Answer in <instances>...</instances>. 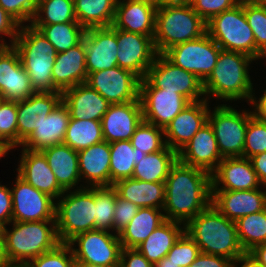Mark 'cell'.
Wrapping results in <instances>:
<instances>
[{"label":"cell","instance_id":"cell-1","mask_svg":"<svg viewBox=\"0 0 266 267\" xmlns=\"http://www.w3.org/2000/svg\"><path fill=\"white\" fill-rule=\"evenodd\" d=\"M211 204V174L179 160L171 167L165 181L166 220L184 225Z\"/></svg>","mask_w":266,"mask_h":267},{"label":"cell","instance_id":"cell-2","mask_svg":"<svg viewBox=\"0 0 266 267\" xmlns=\"http://www.w3.org/2000/svg\"><path fill=\"white\" fill-rule=\"evenodd\" d=\"M184 231L205 254L236 261L246 253L239 241L236 222L222 215L212 204L184 225Z\"/></svg>","mask_w":266,"mask_h":267},{"label":"cell","instance_id":"cell-3","mask_svg":"<svg viewBox=\"0 0 266 267\" xmlns=\"http://www.w3.org/2000/svg\"><path fill=\"white\" fill-rule=\"evenodd\" d=\"M11 224L12 229L2 227L4 255L10 265L25 267L32 259L61 243L55 220L12 221Z\"/></svg>","mask_w":266,"mask_h":267},{"label":"cell","instance_id":"cell-4","mask_svg":"<svg viewBox=\"0 0 266 267\" xmlns=\"http://www.w3.org/2000/svg\"><path fill=\"white\" fill-rule=\"evenodd\" d=\"M253 61L256 60L246 54L221 50L212 73L203 82L205 99L209 101L213 96L224 102H248L254 87L249 75Z\"/></svg>","mask_w":266,"mask_h":267},{"label":"cell","instance_id":"cell-5","mask_svg":"<svg viewBox=\"0 0 266 267\" xmlns=\"http://www.w3.org/2000/svg\"><path fill=\"white\" fill-rule=\"evenodd\" d=\"M35 92H59L53 86L52 70L57 52L42 32L31 24L21 25L13 44Z\"/></svg>","mask_w":266,"mask_h":267},{"label":"cell","instance_id":"cell-6","mask_svg":"<svg viewBox=\"0 0 266 267\" xmlns=\"http://www.w3.org/2000/svg\"><path fill=\"white\" fill-rule=\"evenodd\" d=\"M206 33V22L191 5H158L156 10L154 46L158 54L180 43L194 40Z\"/></svg>","mask_w":266,"mask_h":267},{"label":"cell","instance_id":"cell-7","mask_svg":"<svg viewBox=\"0 0 266 267\" xmlns=\"http://www.w3.org/2000/svg\"><path fill=\"white\" fill-rule=\"evenodd\" d=\"M55 202V222L61 243L95 229V187L65 191Z\"/></svg>","mask_w":266,"mask_h":267},{"label":"cell","instance_id":"cell-8","mask_svg":"<svg viewBox=\"0 0 266 267\" xmlns=\"http://www.w3.org/2000/svg\"><path fill=\"white\" fill-rule=\"evenodd\" d=\"M206 32L222 50L243 53L256 60L255 38L244 6L235 5L212 17L206 23Z\"/></svg>","mask_w":266,"mask_h":267},{"label":"cell","instance_id":"cell-9","mask_svg":"<svg viewBox=\"0 0 266 267\" xmlns=\"http://www.w3.org/2000/svg\"><path fill=\"white\" fill-rule=\"evenodd\" d=\"M251 111H237L227 104H220L211 108L208 122L213 127L219 153L222 158L243 157L245 133Z\"/></svg>","mask_w":266,"mask_h":267},{"label":"cell","instance_id":"cell-10","mask_svg":"<svg viewBox=\"0 0 266 267\" xmlns=\"http://www.w3.org/2000/svg\"><path fill=\"white\" fill-rule=\"evenodd\" d=\"M221 50L206 32L199 38L172 46L163 55L203 83L212 73Z\"/></svg>","mask_w":266,"mask_h":267},{"label":"cell","instance_id":"cell-11","mask_svg":"<svg viewBox=\"0 0 266 267\" xmlns=\"http://www.w3.org/2000/svg\"><path fill=\"white\" fill-rule=\"evenodd\" d=\"M67 244L77 262L119 267L122 246L117 233L100 229L89 230L75 235Z\"/></svg>","mask_w":266,"mask_h":267},{"label":"cell","instance_id":"cell-12","mask_svg":"<svg viewBox=\"0 0 266 267\" xmlns=\"http://www.w3.org/2000/svg\"><path fill=\"white\" fill-rule=\"evenodd\" d=\"M145 79L153 87L179 93L190 102L205 100L203 83L192 72L171 63L163 54L156 56Z\"/></svg>","mask_w":266,"mask_h":267},{"label":"cell","instance_id":"cell-13","mask_svg":"<svg viewBox=\"0 0 266 267\" xmlns=\"http://www.w3.org/2000/svg\"><path fill=\"white\" fill-rule=\"evenodd\" d=\"M139 99L143 121L162 129L191 103L179 93L153 87L145 78L140 82Z\"/></svg>","mask_w":266,"mask_h":267},{"label":"cell","instance_id":"cell-14","mask_svg":"<svg viewBox=\"0 0 266 267\" xmlns=\"http://www.w3.org/2000/svg\"><path fill=\"white\" fill-rule=\"evenodd\" d=\"M140 82L132 71L115 66L89 73L85 83L110 104H123L139 99Z\"/></svg>","mask_w":266,"mask_h":267},{"label":"cell","instance_id":"cell-15","mask_svg":"<svg viewBox=\"0 0 266 267\" xmlns=\"http://www.w3.org/2000/svg\"><path fill=\"white\" fill-rule=\"evenodd\" d=\"M11 188L12 221L32 222L55 220V201L18 174Z\"/></svg>","mask_w":266,"mask_h":267},{"label":"cell","instance_id":"cell-16","mask_svg":"<svg viewBox=\"0 0 266 267\" xmlns=\"http://www.w3.org/2000/svg\"><path fill=\"white\" fill-rule=\"evenodd\" d=\"M153 37L116 29L118 66L145 78L158 55Z\"/></svg>","mask_w":266,"mask_h":267},{"label":"cell","instance_id":"cell-17","mask_svg":"<svg viewBox=\"0 0 266 267\" xmlns=\"http://www.w3.org/2000/svg\"><path fill=\"white\" fill-rule=\"evenodd\" d=\"M35 93L31 80L24 69L14 46L0 50V97L4 100L21 101Z\"/></svg>","mask_w":266,"mask_h":267},{"label":"cell","instance_id":"cell-18","mask_svg":"<svg viewBox=\"0 0 266 267\" xmlns=\"http://www.w3.org/2000/svg\"><path fill=\"white\" fill-rule=\"evenodd\" d=\"M208 100L191 102L164 129L166 145L177 153L208 122Z\"/></svg>","mask_w":266,"mask_h":267},{"label":"cell","instance_id":"cell-19","mask_svg":"<svg viewBox=\"0 0 266 267\" xmlns=\"http://www.w3.org/2000/svg\"><path fill=\"white\" fill-rule=\"evenodd\" d=\"M84 47L86 50L87 73L106 70L118 66L116 28H88L85 31Z\"/></svg>","mask_w":266,"mask_h":267},{"label":"cell","instance_id":"cell-20","mask_svg":"<svg viewBox=\"0 0 266 267\" xmlns=\"http://www.w3.org/2000/svg\"><path fill=\"white\" fill-rule=\"evenodd\" d=\"M62 101V92H35L17 101V147Z\"/></svg>","mask_w":266,"mask_h":267},{"label":"cell","instance_id":"cell-21","mask_svg":"<svg viewBox=\"0 0 266 267\" xmlns=\"http://www.w3.org/2000/svg\"><path fill=\"white\" fill-rule=\"evenodd\" d=\"M262 187L253 190H211V204L222 215L236 222L243 216L266 209V191Z\"/></svg>","mask_w":266,"mask_h":267},{"label":"cell","instance_id":"cell-22","mask_svg":"<svg viewBox=\"0 0 266 267\" xmlns=\"http://www.w3.org/2000/svg\"><path fill=\"white\" fill-rule=\"evenodd\" d=\"M261 186L249 158H223L211 173V190H253Z\"/></svg>","mask_w":266,"mask_h":267},{"label":"cell","instance_id":"cell-23","mask_svg":"<svg viewBox=\"0 0 266 267\" xmlns=\"http://www.w3.org/2000/svg\"><path fill=\"white\" fill-rule=\"evenodd\" d=\"M142 122L140 99L123 104H110L101 120L103 139L108 143L131 140Z\"/></svg>","mask_w":266,"mask_h":267},{"label":"cell","instance_id":"cell-24","mask_svg":"<svg viewBox=\"0 0 266 267\" xmlns=\"http://www.w3.org/2000/svg\"><path fill=\"white\" fill-rule=\"evenodd\" d=\"M158 5L146 0H119L112 26L128 32L154 36Z\"/></svg>","mask_w":266,"mask_h":267},{"label":"cell","instance_id":"cell-25","mask_svg":"<svg viewBox=\"0 0 266 267\" xmlns=\"http://www.w3.org/2000/svg\"><path fill=\"white\" fill-rule=\"evenodd\" d=\"M222 159L213 127L209 122L178 152V160L181 163L206 170L210 174Z\"/></svg>","mask_w":266,"mask_h":267},{"label":"cell","instance_id":"cell-26","mask_svg":"<svg viewBox=\"0 0 266 267\" xmlns=\"http://www.w3.org/2000/svg\"><path fill=\"white\" fill-rule=\"evenodd\" d=\"M17 174L39 191L55 201L65 192L58 184L55 174L41 151L22 148Z\"/></svg>","mask_w":266,"mask_h":267},{"label":"cell","instance_id":"cell-27","mask_svg":"<svg viewBox=\"0 0 266 267\" xmlns=\"http://www.w3.org/2000/svg\"><path fill=\"white\" fill-rule=\"evenodd\" d=\"M84 40L65 52L57 53L52 70L53 86L59 91L85 83L87 79Z\"/></svg>","mask_w":266,"mask_h":267},{"label":"cell","instance_id":"cell-28","mask_svg":"<svg viewBox=\"0 0 266 267\" xmlns=\"http://www.w3.org/2000/svg\"><path fill=\"white\" fill-rule=\"evenodd\" d=\"M69 120V110L61 101L20 146L31 151H42L45 148L63 144Z\"/></svg>","mask_w":266,"mask_h":267},{"label":"cell","instance_id":"cell-29","mask_svg":"<svg viewBox=\"0 0 266 267\" xmlns=\"http://www.w3.org/2000/svg\"><path fill=\"white\" fill-rule=\"evenodd\" d=\"M70 118L101 121L110 103L86 83L78 84L62 93Z\"/></svg>","mask_w":266,"mask_h":267},{"label":"cell","instance_id":"cell-30","mask_svg":"<svg viewBox=\"0 0 266 267\" xmlns=\"http://www.w3.org/2000/svg\"><path fill=\"white\" fill-rule=\"evenodd\" d=\"M78 163L86 187L110 186V143L103 140L78 151Z\"/></svg>","mask_w":266,"mask_h":267},{"label":"cell","instance_id":"cell-31","mask_svg":"<svg viewBox=\"0 0 266 267\" xmlns=\"http://www.w3.org/2000/svg\"><path fill=\"white\" fill-rule=\"evenodd\" d=\"M48 161L49 167L55 174L59 186L64 190H72L81 182L79 174L78 151L65 144L54 145L41 151Z\"/></svg>","mask_w":266,"mask_h":267},{"label":"cell","instance_id":"cell-32","mask_svg":"<svg viewBox=\"0 0 266 267\" xmlns=\"http://www.w3.org/2000/svg\"><path fill=\"white\" fill-rule=\"evenodd\" d=\"M117 195L138 207L163 209L165 203V182H145L127 178L113 184Z\"/></svg>","mask_w":266,"mask_h":267},{"label":"cell","instance_id":"cell-33","mask_svg":"<svg viewBox=\"0 0 266 267\" xmlns=\"http://www.w3.org/2000/svg\"><path fill=\"white\" fill-rule=\"evenodd\" d=\"M166 221L163 209L142 207L119 233L123 248H136L161 224Z\"/></svg>","mask_w":266,"mask_h":267},{"label":"cell","instance_id":"cell-34","mask_svg":"<svg viewBox=\"0 0 266 267\" xmlns=\"http://www.w3.org/2000/svg\"><path fill=\"white\" fill-rule=\"evenodd\" d=\"M184 232V224L166 220L136 248L153 265L164 258Z\"/></svg>","mask_w":266,"mask_h":267},{"label":"cell","instance_id":"cell-35","mask_svg":"<svg viewBox=\"0 0 266 267\" xmlns=\"http://www.w3.org/2000/svg\"><path fill=\"white\" fill-rule=\"evenodd\" d=\"M178 153L167 145L160 151L146 154L134 166L132 178L145 182H165Z\"/></svg>","mask_w":266,"mask_h":267},{"label":"cell","instance_id":"cell-36","mask_svg":"<svg viewBox=\"0 0 266 267\" xmlns=\"http://www.w3.org/2000/svg\"><path fill=\"white\" fill-rule=\"evenodd\" d=\"M117 0H74V13L85 29L109 27L115 18Z\"/></svg>","mask_w":266,"mask_h":267},{"label":"cell","instance_id":"cell-37","mask_svg":"<svg viewBox=\"0 0 266 267\" xmlns=\"http://www.w3.org/2000/svg\"><path fill=\"white\" fill-rule=\"evenodd\" d=\"M145 155L133 148L130 140L110 143V186L117 181L132 178L135 164Z\"/></svg>","mask_w":266,"mask_h":267},{"label":"cell","instance_id":"cell-38","mask_svg":"<svg viewBox=\"0 0 266 267\" xmlns=\"http://www.w3.org/2000/svg\"><path fill=\"white\" fill-rule=\"evenodd\" d=\"M103 140L101 121L70 118L63 144L80 151Z\"/></svg>","mask_w":266,"mask_h":267},{"label":"cell","instance_id":"cell-39","mask_svg":"<svg viewBox=\"0 0 266 267\" xmlns=\"http://www.w3.org/2000/svg\"><path fill=\"white\" fill-rule=\"evenodd\" d=\"M32 26L43 33L57 53L65 52L79 44L83 40L86 31L78 22Z\"/></svg>","mask_w":266,"mask_h":267},{"label":"cell","instance_id":"cell-40","mask_svg":"<svg viewBox=\"0 0 266 267\" xmlns=\"http://www.w3.org/2000/svg\"><path fill=\"white\" fill-rule=\"evenodd\" d=\"M78 22L74 13V0H39L31 25H51Z\"/></svg>","mask_w":266,"mask_h":267},{"label":"cell","instance_id":"cell-41","mask_svg":"<svg viewBox=\"0 0 266 267\" xmlns=\"http://www.w3.org/2000/svg\"><path fill=\"white\" fill-rule=\"evenodd\" d=\"M236 226L240 244L245 252L266 243V209L239 218Z\"/></svg>","mask_w":266,"mask_h":267},{"label":"cell","instance_id":"cell-42","mask_svg":"<svg viewBox=\"0 0 266 267\" xmlns=\"http://www.w3.org/2000/svg\"><path fill=\"white\" fill-rule=\"evenodd\" d=\"M116 195L113 186L95 187V229L113 233Z\"/></svg>","mask_w":266,"mask_h":267},{"label":"cell","instance_id":"cell-43","mask_svg":"<svg viewBox=\"0 0 266 267\" xmlns=\"http://www.w3.org/2000/svg\"><path fill=\"white\" fill-rule=\"evenodd\" d=\"M133 148L145 154L162 150L166 146L164 129L143 121L131 137Z\"/></svg>","mask_w":266,"mask_h":267},{"label":"cell","instance_id":"cell-44","mask_svg":"<svg viewBox=\"0 0 266 267\" xmlns=\"http://www.w3.org/2000/svg\"><path fill=\"white\" fill-rule=\"evenodd\" d=\"M244 13L254 34L256 60L266 58V7L260 4L245 5Z\"/></svg>","mask_w":266,"mask_h":267},{"label":"cell","instance_id":"cell-45","mask_svg":"<svg viewBox=\"0 0 266 267\" xmlns=\"http://www.w3.org/2000/svg\"><path fill=\"white\" fill-rule=\"evenodd\" d=\"M17 101L0 102V142L9 150L17 147Z\"/></svg>","mask_w":266,"mask_h":267},{"label":"cell","instance_id":"cell-46","mask_svg":"<svg viewBox=\"0 0 266 267\" xmlns=\"http://www.w3.org/2000/svg\"><path fill=\"white\" fill-rule=\"evenodd\" d=\"M266 152V120L251 117L245 133L243 157L250 158Z\"/></svg>","mask_w":266,"mask_h":267},{"label":"cell","instance_id":"cell-47","mask_svg":"<svg viewBox=\"0 0 266 267\" xmlns=\"http://www.w3.org/2000/svg\"><path fill=\"white\" fill-rule=\"evenodd\" d=\"M75 259L67 243L32 259L25 267H74Z\"/></svg>","mask_w":266,"mask_h":267},{"label":"cell","instance_id":"cell-48","mask_svg":"<svg viewBox=\"0 0 266 267\" xmlns=\"http://www.w3.org/2000/svg\"><path fill=\"white\" fill-rule=\"evenodd\" d=\"M201 253L196 242L184 231L166 255L180 267H188Z\"/></svg>","mask_w":266,"mask_h":267},{"label":"cell","instance_id":"cell-49","mask_svg":"<svg viewBox=\"0 0 266 267\" xmlns=\"http://www.w3.org/2000/svg\"><path fill=\"white\" fill-rule=\"evenodd\" d=\"M39 0H0V6L21 26L32 21Z\"/></svg>","mask_w":266,"mask_h":267},{"label":"cell","instance_id":"cell-50","mask_svg":"<svg viewBox=\"0 0 266 267\" xmlns=\"http://www.w3.org/2000/svg\"><path fill=\"white\" fill-rule=\"evenodd\" d=\"M190 5L207 23L215 15L233 8L236 4L234 0H192Z\"/></svg>","mask_w":266,"mask_h":267},{"label":"cell","instance_id":"cell-51","mask_svg":"<svg viewBox=\"0 0 266 267\" xmlns=\"http://www.w3.org/2000/svg\"><path fill=\"white\" fill-rule=\"evenodd\" d=\"M140 207L136 204L124 200L118 195H116L114 218H113V231L114 233H119L132 218L136 215Z\"/></svg>","mask_w":266,"mask_h":267},{"label":"cell","instance_id":"cell-52","mask_svg":"<svg viewBox=\"0 0 266 267\" xmlns=\"http://www.w3.org/2000/svg\"><path fill=\"white\" fill-rule=\"evenodd\" d=\"M20 25L0 6V43L4 46H13L16 40ZM7 36L10 44L2 38Z\"/></svg>","mask_w":266,"mask_h":267},{"label":"cell","instance_id":"cell-53","mask_svg":"<svg viewBox=\"0 0 266 267\" xmlns=\"http://www.w3.org/2000/svg\"><path fill=\"white\" fill-rule=\"evenodd\" d=\"M119 267H154V265L137 248L122 247Z\"/></svg>","mask_w":266,"mask_h":267},{"label":"cell","instance_id":"cell-54","mask_svg":"<svg viewBox=\"0 0 266 267\" xmlns=\"http://www.w3.org/2000/svg\"><path fill=\"white\" fill-rule=\"evenodd\" d=\"M12 222V194L8 186L0 183V227Z\"/></svg>","mask_w":266,"mask_h":267},{"label":"cell","instance_id":"cell-55","mask_svg":"<svg viewBox=\"0 0 266 267\" xmlns=\"http://www.w3.org/2000/svg\"><path fill=\"white\" fill-rule=\"evenodd\" d=\"M188 267H233V262L222 256L201 252Z\"/></svg>","mask_w":266,"mask_h":267},{"label":"cell","instance_id":"cell-56","mask_svg":"<svg viewBox=\"0 0 266 267\" xmlns=\"http://www.w3.org/2000/svg\"><path fill=\"white\" fill-rule=\"evenodd\" d=\"M254 89L252 90V95L250 97V100L248 103H252L253 111H251V114L253 117L260 119V120H266V89L262 90L264 92L260 98L255 97Z\"/></svg>","mask_w":266,"mask_h":267},{"label":"cell","instance_id":"cell-57","mask_svg":"<svg viewBox=\"0 0 266 267\" xmlns=\"http://www.w3.org/2000/svg\"><path fill=\"white\" fill-rule=\"evenodd\" d=\"M259 181L266 186V152L256 154L249 158Z\"/></svg>","mask_w":266,"mask_h":267},{"label":"cell","instance_id":"cell-58","mask_svg":"<svg viewBox=\"0 0 266 267\" xmlns=\"http://www.w3.org/2000/svg\"><path fill=\"white\" fill-rule=\"evenodd\" d=\"M242 264L241 266L238 265ZM265 267L260 264L254 257H252L248 252L244 253L241 257H239L236 261L233 262V267Z\"/></svg>","mask_w":266,"mask_h":267},{"label":"cell","instance_id":"cell-59","mask_svg":"<svg viewBox=\"0 0 266 267\" xmlns=\"http://www.w3.org/2000/svg\"><path fill=\"white\" fill-rule=\"evenodd\" d=\"M254 257L260 264L266 267V243L255 246L251 251L248 252Z\"/></svg>","mask_w":266,"mask_h":267},{"label":"cell","instance_id":"cell-60","mask_svg":"<svg viewBox=\"0 0 266 267\" xmlns=\"http://www.w3.org/2000/svg\"><path fill=\"white\" fill-rule=\"evenodd\" d=\"M192 0H159L158 5H189Z\"/></svg>","mask_w":266,"mask_h":267},{"label":"cell","instance_id":"cell-61","mask_svg":"<svg viewBox=\"0 0 266 267\" xmlns=\"http://www.w3.org/2000/svg\"><path fill=\"white\" fill-rule=\"evenodd\" d=\"M5 264H7V261L4 255L3 230L2 227H0V266H3Z\"/></svg>","mask_w":266,"mask_h":267},{"label":"cell","instance_id":"cell-62","mask_svg":"<svg viewBox=\"0 0 266 267\" xmlns=\"http://www.w3.org/2000/svg\"><path fill=\"white\" fill-rule=\"evenodd\" d=\"M154 267H180V266H177L176 264H174L173 262H171V260L168 259L167 256H165L158 263H156L154 265Z\"/></svg>","mask_w":266,"mask_h":267},{"label":"cell","instance_id":"cell-63","mask_svg":"<svg viewBox=\"0 0 266 267\" xmlns=\"http://www.w3.org/2000/svg\"><path fill=\"white\" fill-rule=\"evenodd\" d=\"M261 0H234L236 5L245 6V5H257L260 4Z\"/></svg>","mask_w":266,"mask_h":267},{"label":"cell","instance_id":"cell-64","mask_svg":"<svg viewBox=\"0 0 266 267\" xmlns=\"http://www.w3.org/2000/svg\"><path fill=\"white\" fill-rule=\"evenodd\" d=\"M74 267H107V266L93 265V264H88V263L75 261Z\"/></svg>","mask_w":266,"mask_h":267},{"label":"cell","instance_id":"cell-65","mask_svg":"<svg viewBox=\"0 0 266 267\" xmlns=\"http://www.w3.org/2000/svg\"><path fill=\"white\" fill-rule=\"evenodd\" d=\"M9 151L10 150L0 142V159H1V157L8 154Z\"/></svg>","mask_w":266,"mask_h":267},{"label":"cell","instance_id":"cell-66","mask_svg":"<svg viewBox=\"0 0 266 267\" xmlns=\"http://www.w3.org/2000/svg\"><path fill=\"white\" fill-rule=\"evenodd\" d=\"M146 1L152 2V3L156 4V5H158V2H159V0H146Z\"/></svg>","mask_w":266,"mask_h":267},{"label":"cell","instance_id":"cell-67","mask_svg":"<svg viewBox=\"0 0 266 267\" xmlns=\"http://www.w3.org/2000/svg\"><path fill=\"white\" fill-rule=\"evenodd\" d=\"M260 5L266 7V0H261V1H260Z\"/></svg>","mask_w":266,"mask_h":267},{"label":"cell","instance_id":"cell-68","mask_svg":"<svg viewBox=\"0 0 266 267\" xmlns=\"http://www.w3.org/2000/svg\"><path fill=\"white\" fill-rule=\"evenodd\" d=\"M0 267H17V266H14V265H10V264H5V265H3V266H0Z\"/></svg>","mask_w":266,"mask_h":267},{"label":"cell","instance_id":"cell-69","mask_svg":"<svg viewBox=\"0 0 266 267\" xmlns=\"http://www.w3.org/2000/svg\"><path fill=\"white\" fill-rule=\"evenodd\" d=\"M3 47H4V45L0 43V50H1Z\"/></svg>","mask_w":266,"mask_h":267}]
</instances>
